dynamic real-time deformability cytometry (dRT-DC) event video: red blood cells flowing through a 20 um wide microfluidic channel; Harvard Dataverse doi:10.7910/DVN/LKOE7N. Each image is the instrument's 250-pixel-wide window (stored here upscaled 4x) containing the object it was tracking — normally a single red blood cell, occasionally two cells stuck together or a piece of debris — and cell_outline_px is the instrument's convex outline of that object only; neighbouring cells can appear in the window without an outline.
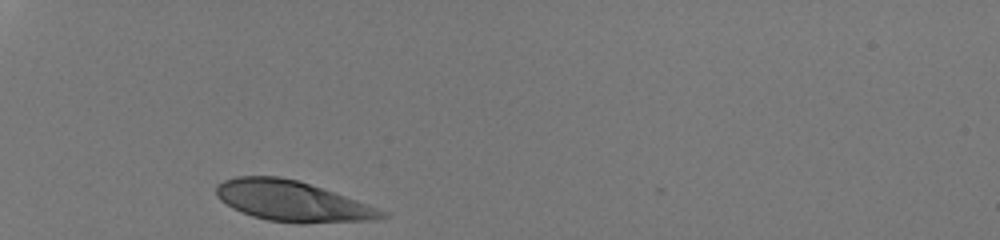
{"species": "human", "species_latin": "Homo sapiens", "temperature_condition": "room temperature", "stored_images_in_passage": 27, "camera_frame_rate_fps": 3000, "um_per_image_px": 0.085, "donor": {"sex": "male"}, "frame": {"image": 1, "passage_image": 1, "time_ms": 0.0, "image_size_px": [1000, 240], "cell_outline_px": [[388, 216], [364, 220], [304, 224], [300, 224], [268, 220], [252, 216], [240, 212], [232, 208], [216, 196], [216, 188], [224, 180], [236, 176], [276, 176], [296, 180], [344, 196], [384, 212]], "centroid_in_image_um": [24.73, 17.1], "position_along_channel_um": 60.3, "area_um2": 38.09}}
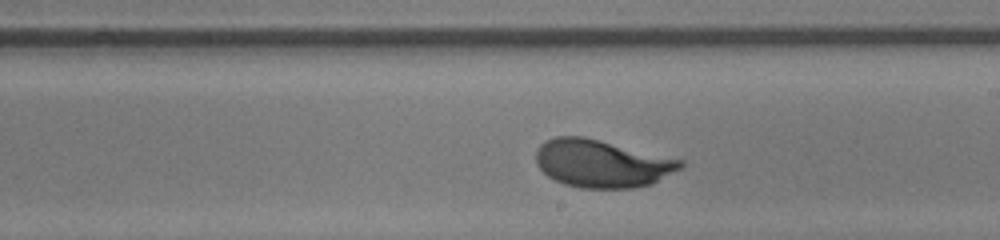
{"frame": {"image": 2, "passage_image": 16, "time_ms": 5.0, "image_size_px": [1000, 240], "cell_outline_px": [[684, 164], [680, 168], [652, 184], [632, 188], [580, 188], [564, 184], [548, 176], [536, 164], [536, 148], [544, 140], [556, 136], [584, 136], [684, 160]], "centroid_in_image_um": [51.13, 13.89], "position_along_channel_um": 237.9, "area_um2": 40.23}}
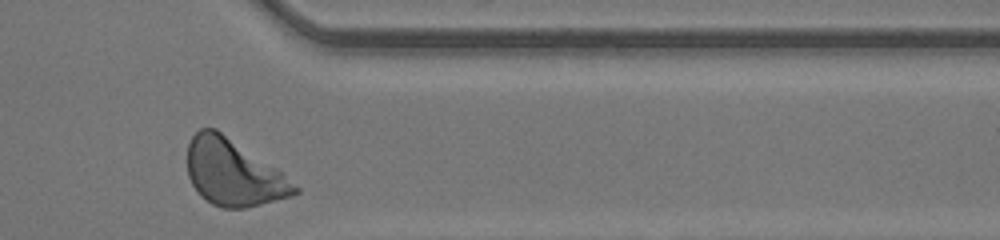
{"frame": {"image": 3, "passage_image": 27, "time_ms": 8.667, "image_size_px": [1000, 240], "cell_outline_px": [[300, 192], [292, 196], [244, 208], [220, 208], [212, 204], [200, 196], [192, 184], [188, 176], [188, 144], [192, 136], [200, 128], [216, 128], [284, 172], [300, 188]], "centroid_in_image_um": [19.86, 14.67], "position_along_channel_um": 391.5, "area_um2": 41.79}, "authors_computed_cell_mechanics": {"area_um2": 39.882, "velocity_mm_per_s": 4.2125, "shape_relaxation_time_tau1_ms": 2.2392, "shape_relaxation_time_tau2_ms": null, "deformation_change_tau1": 0.1578, "deformation_change_tau2": null}}